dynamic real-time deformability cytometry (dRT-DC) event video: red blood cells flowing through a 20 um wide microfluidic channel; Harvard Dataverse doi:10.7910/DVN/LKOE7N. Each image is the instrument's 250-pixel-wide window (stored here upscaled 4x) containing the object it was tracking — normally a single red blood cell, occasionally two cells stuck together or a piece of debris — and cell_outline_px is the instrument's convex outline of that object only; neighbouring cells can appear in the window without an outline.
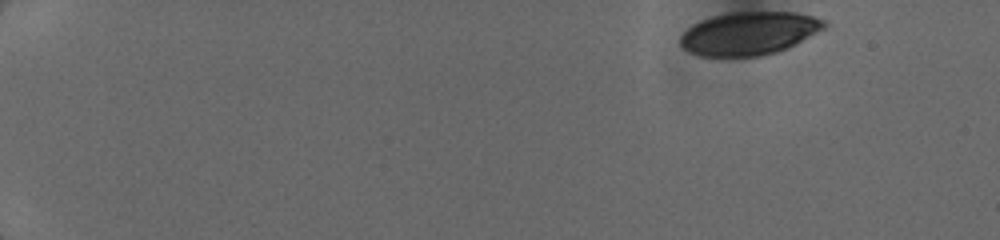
{"species": "human", "species_latin": "Homo sapiens", "temperature_condition": "cold", "stored_images_in_passage": 17, "camera_frame_rate_fps": 3000, "um_per_image_px": 0.085, "donor": {"sex": "female"}, "frame": {"image": 1, "passage_image": 1, "time_ms": 0.0, "image_size_px": [1000, 240], "cell_outline_px": [[828, 24], [824, 28], [788, 48], [776, 52], [760, 56], [700, 56], [688, 52], [680, 44], [680, 36], [692, 24], [712, 16], [732, 12], [796, 12], [812, 16], [824, 20]], "centroid_in_image_um": [63.66, 2.84], "position_along_channel_um": 21.3, "area_um2": 36.07}}
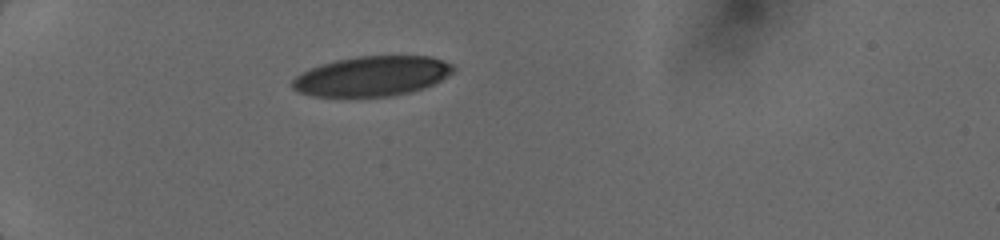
{"frame": {"image": 2, "passage_image": 10, "time_ms": 3.667, "image_size_px": [1000, 240], "cell_outline_px": [[456, 68], [448, 76], [424, 88], [392, 96], [312, 96], [300, 92], [292, 88], [292, 80], [300, 72], [320, 64], [336, 60], [356, 56], [432, 56], [452, 64]], "centroid_in_image_um": [31.61, 6.46], "position_along_channel_um": 53.4, "area_um2": 37.4}}
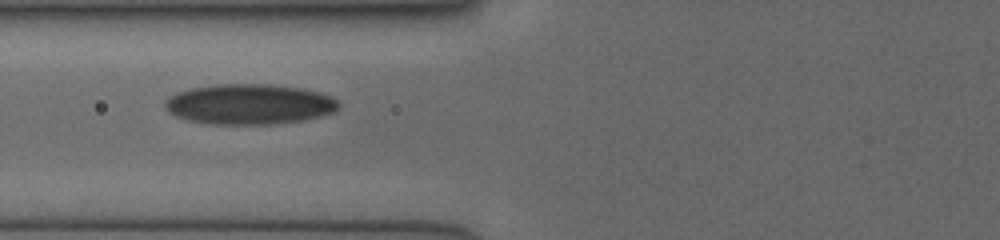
{"frame": {"image": 3, "passage_image": 15, "time_ms": 5.667, "image_size_px": [1000, 240], "cell_outline_px": [[340, 108], [332, 112], [320, 116], [300, 120], [268, 124], [212, 124], [188, 120], [176, 116], [168, 112], [164, 108], [164, 100], [168, 96], [176, 92], [188, 88], [216, 84], [272, 84], [304, 88], [320, 92], [336, 100], [340, 104]], "centroid_in_image_um": [21.14, 8.84], "position_along_channel_um": 104.7, "area_um2": 41.04}}